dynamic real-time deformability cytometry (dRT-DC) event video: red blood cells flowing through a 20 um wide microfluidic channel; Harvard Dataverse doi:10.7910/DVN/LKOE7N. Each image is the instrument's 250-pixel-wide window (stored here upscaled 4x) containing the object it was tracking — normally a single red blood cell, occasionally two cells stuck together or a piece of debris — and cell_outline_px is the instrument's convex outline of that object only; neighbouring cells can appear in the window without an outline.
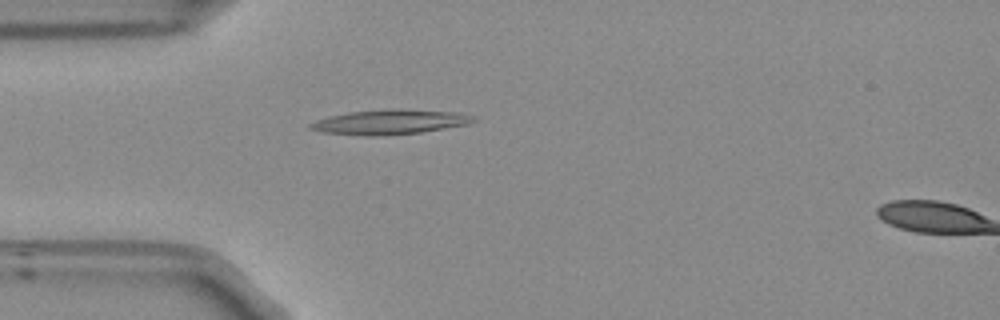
{"species": "Egyptian fruit bat (a non-hibernating species)", "species_latin": "Rousettus aegyptiacus", "temperature_condition": "room temperature", "stored_images_in_passage": 8, "camera_frame_rate_fps": 3000, "um_per_image_px": 0.085, "frame": {"image": 1, "passage_image": 6, "time_ms": 1.667, "image_size_px": [1000, 320], "cell_outline_px": [[476, 120], [468, 124], [420, 132], [376, 136], [364, 136], [320, 132], [308, 128], [308, 124], [316, 120], [328, 116], [348, 112], [388, 108], [400, 108], [452, 112], [472, 116]], "centroid_in_image_um": [33.04, 10.36], "position_along_channel_um": 52.0, "area_um2": 23.58}}